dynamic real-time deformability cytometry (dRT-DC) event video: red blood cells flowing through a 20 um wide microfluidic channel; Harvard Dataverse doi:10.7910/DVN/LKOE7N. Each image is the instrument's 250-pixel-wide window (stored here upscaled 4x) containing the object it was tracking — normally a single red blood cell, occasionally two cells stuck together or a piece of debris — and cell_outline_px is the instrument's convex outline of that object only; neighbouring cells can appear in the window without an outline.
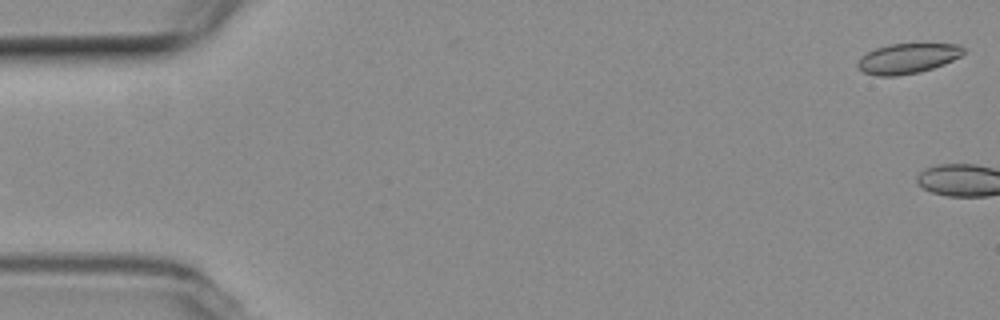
{"species": "common noctule bat (a hibernating species)", "species_latin": "Nyctalus noctula", "temperature_condition": "room temperature", "stored_images_in_passage": 3, "camera_frame_rate_fps": 3000, "um_per_image_px": 0.085, "animal": {"sex": "female", "body_mass_g": 19.3, "forearm_length_mm": 54.1}, "frame": {"image": 1, "passage_image": 1, "time_ms": 0.0, "image_size_px": [1000, 320], "cell_outline_px": [[964, 52], [960, 56], [944, 64], [920, 72], [896, 76], [876, 76], [864, 72], [856, 64], [860, 56], [876, 48], [888, 44], [960, 44], [964, 48]], "centroid_in_image_um": [77.13, 4.97], "position_along_channel_um": 7.9, "area_um2": 18.5}}